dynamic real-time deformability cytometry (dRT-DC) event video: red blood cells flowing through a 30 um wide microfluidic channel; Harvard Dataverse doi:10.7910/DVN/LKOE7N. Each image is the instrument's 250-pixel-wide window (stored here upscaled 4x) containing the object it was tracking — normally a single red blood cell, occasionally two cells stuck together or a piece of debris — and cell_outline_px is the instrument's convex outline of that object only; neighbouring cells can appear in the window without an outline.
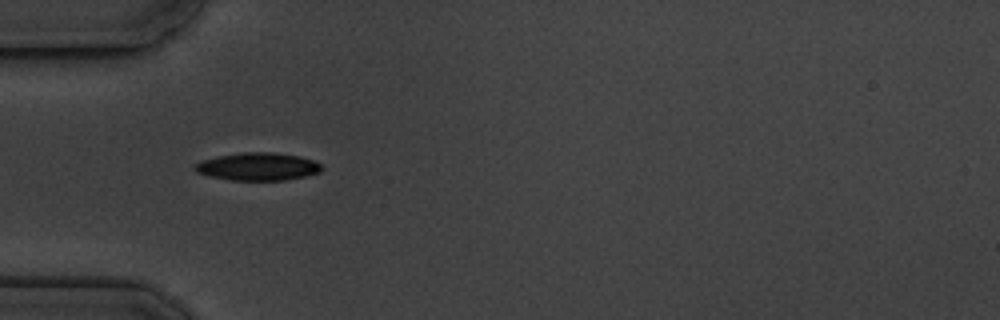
{"species": "common noctule bat (a hibernating species)", "species_latin": "Nyctalus noctula", "temperature_condition": "cold", "stored_images_in_passage": 5, "camera_frame_rate_fps": 3000, "um_per_image_px": 0.085, "animal": {"sex": "male", "body_mass_g": 19.5, "forearm_length_mm": 54.6}, "frame": {"image": 1, "passage_image": 4, "time_ms": 4.333, "image_size_px": [1000, 320], "cell_outline_px": [[324, 168], [320, 172], [304, 176], [284, 180], [232, 180], [212, 176], [196, 172], [192, 168], [196, 164], [204, 160], [216, 156], [244, 152], [272, 152], [300, 156], [312, 160], [320, 164]], "centroid_in_image_um": [21.93, 14.15], "position_along_channel_um": 63.1, "area_um2": 20.35}}